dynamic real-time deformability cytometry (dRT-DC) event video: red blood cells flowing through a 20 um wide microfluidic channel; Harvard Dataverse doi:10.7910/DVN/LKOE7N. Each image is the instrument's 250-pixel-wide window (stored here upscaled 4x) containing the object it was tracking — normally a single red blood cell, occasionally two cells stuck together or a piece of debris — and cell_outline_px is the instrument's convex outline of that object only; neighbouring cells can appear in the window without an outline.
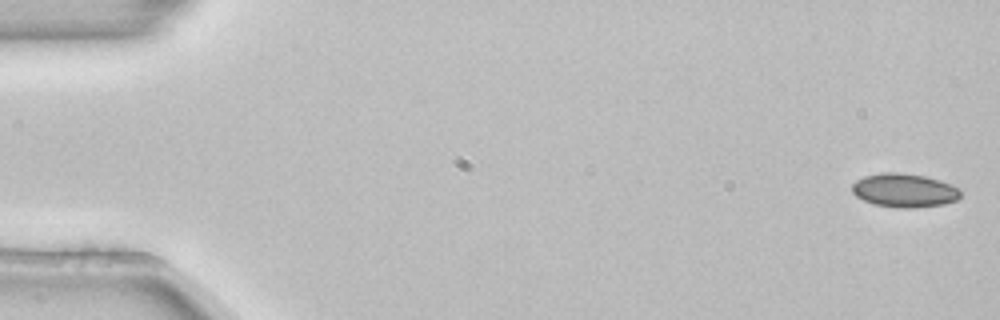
{"species": "common noctule bat (a hibernating species)", "species_latin": "Nyctalus noctula", "temperature_condition": "room temperature", "stored_images_in_passage": 6, "camera_frame_rate_fps": 3000, "um_per_image_px": 0.085, "animal": {"sex": "female", "body_mass_g": 22.7, "forearm_length_mm": 54.2}, "frame": {"image": 1, "passage_image": 1, "time_ms": 0.0, "image_size_px": [1000, 320], "cell_outline_px": [[960, 196], [956, 200], [944, 204], [916, 208], [900, 208], [872, 204], [856, 196], [852, 192], [852, 184], [856, 180], [864, 176], [884, 172], [900, 172], [924, 176], [940, 180], [952, 184], [960, 188]], "centroid_in_image_um": [76.87, 16.18], "position_along_channel_um": 8.1, "area_um2": 21.5}}